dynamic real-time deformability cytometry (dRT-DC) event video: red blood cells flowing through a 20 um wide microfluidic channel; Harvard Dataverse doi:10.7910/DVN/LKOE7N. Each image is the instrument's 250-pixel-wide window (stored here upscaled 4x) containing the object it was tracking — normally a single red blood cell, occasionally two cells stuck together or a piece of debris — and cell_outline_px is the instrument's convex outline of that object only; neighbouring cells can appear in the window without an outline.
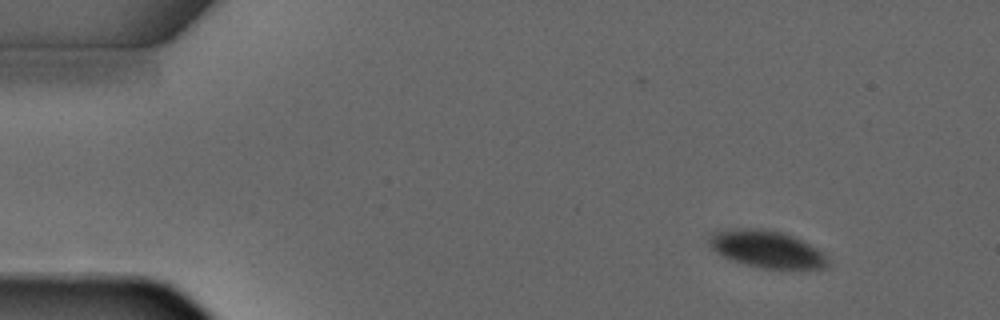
{"species": "common noctule bat (a hibernating species)", "species_latin": "Nyctalus noctula", "temperature_condition": "warm", "stored_images_in_passage": 3, "camera_frame_rate_fps": 3000, "um_per_image_px": 0.085, "animal": {"sex": "male", "forearm_length_mm": 52.5}, "frame": {"image": 1, "passage_image": 1, "time_ms": 0.0, "image_size_px": [1000, 320], "cell_outline_px": [[828, 268], [764, 268], [748, 264], [724, 256], [716, 252], [708, 244], [708, 236], [712, 232], [736, 228], [760, 228], [780, 232], [792, 236], [824, 252], [828, 256]], "centroid_in_image_um": [65.17, 21.16], "position_along_channel_um": 19.8, "area_um2": 25.32}}